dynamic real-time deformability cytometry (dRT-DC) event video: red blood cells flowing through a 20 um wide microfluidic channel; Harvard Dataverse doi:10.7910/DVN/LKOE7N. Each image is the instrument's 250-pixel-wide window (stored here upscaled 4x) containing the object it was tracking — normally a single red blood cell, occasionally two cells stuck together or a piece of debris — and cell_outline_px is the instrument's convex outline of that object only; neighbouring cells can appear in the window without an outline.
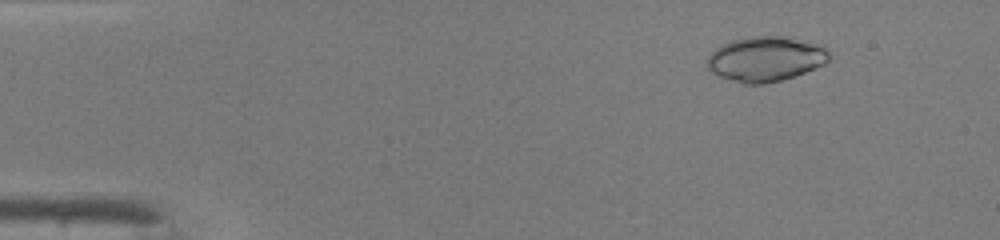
{"species": "common noctule bat (a hibernating species)", "species_latin": "Nyctalus noctula", "temperature_condition": "warm", "stored_images_in_passage": 44, "camera_frame_rate_fps": 3000, "um_per_image_px": 0.085, "animal": {"sex": "male", "body_mass_g": 19.0, "forearm_length_mm": 50.8}, "frame": {"image": 1, "passage_image": 2, "time_ms": 0.333, "image_size_px": [1000, 240], "cell_outline_px": [[828, 60], [824, 64], [804, 72], [780, 80], [764, 84], [744, 84], [720, 76], [712, 72], [708, 68], [708, 56], [716, 48], [732, 40], [748, 36], [784, 36], [824, 44], [828, 52]], "centroid_in_image_um": [65.09, 4.99], "position_along_channel_um": 19.9, "area_um2": 31.79}}
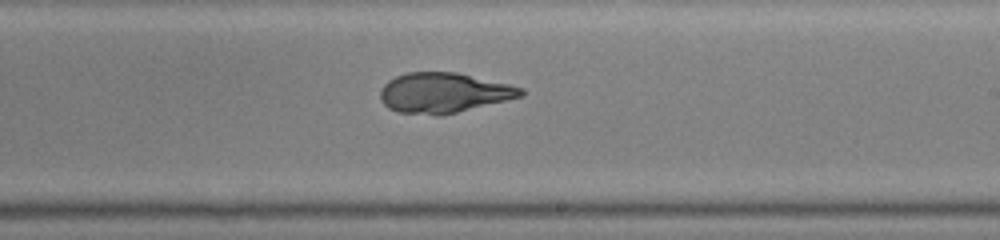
{"frame": {"image": 2, "passage_image": 25, "time_ms": 8.0, "image_size_px": [1000, 240], "cell_outline_px": [[524, 92], [520, 96], [440, 116], [436, 116], [396, 112], [388, 108], [380, 100], [380, 88], [388, 80], [396, 76], [408, 72], [456, 72], [508, 84], [524, 88]], "centroid_in_image_um": [37.63, 7.89], "position_along_channel_um": 251.4, "area_um2": 32.66}}
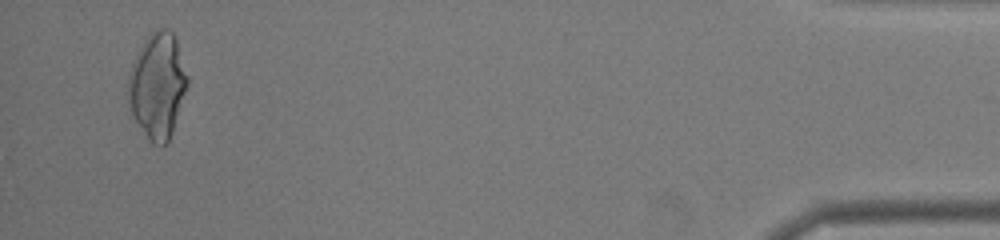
{"frame": {"image": 3, "passage_image": 42, "time_ms": 13.667, "image_size_px": [1000, 240], "cell_outline_px": [[188, 88], [168, 144], [152, 144], [148, 140], [136, 120], [132, 112], [128, 96], [128, 72], [140, 48], [148, 36], [156, 28], [168, 28], [172, 32], [176, 40], [188, 76]], "centroid_in_image_um": [13.41, 7.28], "position_along_channel_um": 421.8, "area_um2": 36.3}}